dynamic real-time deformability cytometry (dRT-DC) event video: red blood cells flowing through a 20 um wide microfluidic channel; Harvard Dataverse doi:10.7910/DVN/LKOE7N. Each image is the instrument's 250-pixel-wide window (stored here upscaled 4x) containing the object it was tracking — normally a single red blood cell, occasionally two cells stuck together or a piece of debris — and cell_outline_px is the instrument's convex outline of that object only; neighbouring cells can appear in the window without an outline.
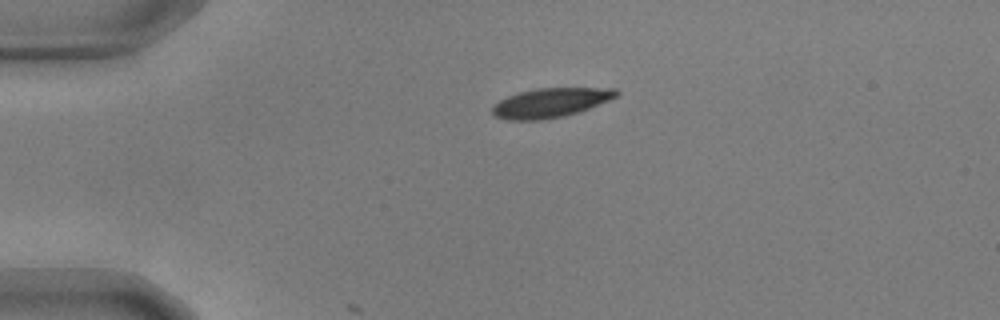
{"species": "common noctule bat (a hibernating species)", "species_latin": "Nyctalus noctula", "temperature_condition": "warm", "stored_images_in_passage": 5, "camera_frame_rate_fps": 3000, "um_per_image_px": 0.085, "animal": {"sex": "male", "body_mass_g": 17.9, "forearm_length_mm": 54.2}, "frame": {"image": 1, "passage_image": 1, "time_ms": 0.0, "image_size_px": [1000, 320], "cell_outline_px": [[620, 92], [616, 96], [608, 100], [588, 108], [576, 112], [560, 116], [540, 120], [508, 120], [496, 116], [492, 112], [492, 108], [500, 100], [508, 96], [520, 92], [536, 88], [616, 88]], "centroid_in_image_um": [46.79, 8.72], "position_along_channel_um": 38.2, "area_um2": 20.75}}